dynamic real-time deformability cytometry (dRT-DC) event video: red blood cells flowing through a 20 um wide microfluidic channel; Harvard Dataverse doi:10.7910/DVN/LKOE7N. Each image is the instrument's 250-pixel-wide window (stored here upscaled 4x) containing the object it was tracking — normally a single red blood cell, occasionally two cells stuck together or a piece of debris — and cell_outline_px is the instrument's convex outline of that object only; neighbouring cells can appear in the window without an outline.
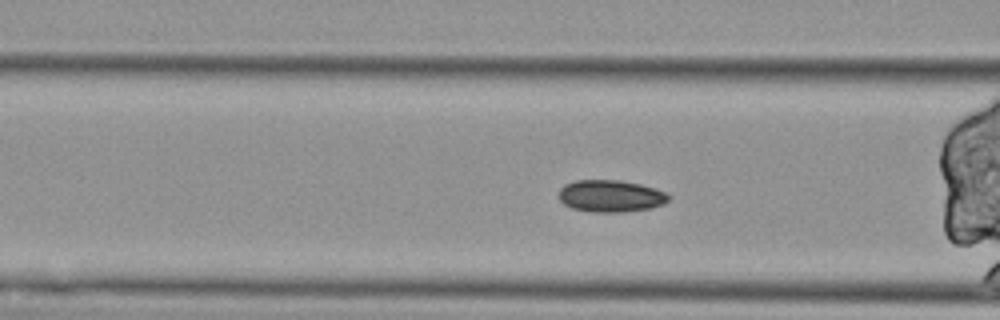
{"species": "Egyptian fruit bat (a non-hibernating species)", "species_latin": "Rousettus aegyptiacus", "temperature_condition": "cold", "stored_images_in_passage": 43, "camera_frame_rate_fps": 3000, "um_per_image_px": 0.085, "animal": {"sex": "female"}, "frame": {"image": 1, "passage_image": 15, "time_ms": 4.667, "image_size_px": [1000, 320], "cell_outline_px": [[672, 196], [664, 204], [652, 208], [624, 212], [592, 212], [572, 208], [564, 204], [560, 200], [560, 188], [564, 184], [576, 180], [620, 180], [640, 184], [664, 192]], "centroid_in_image_um": [51.91, 16.66], "position_along_channel_um": 114.7, "area_um2": 20.52}}
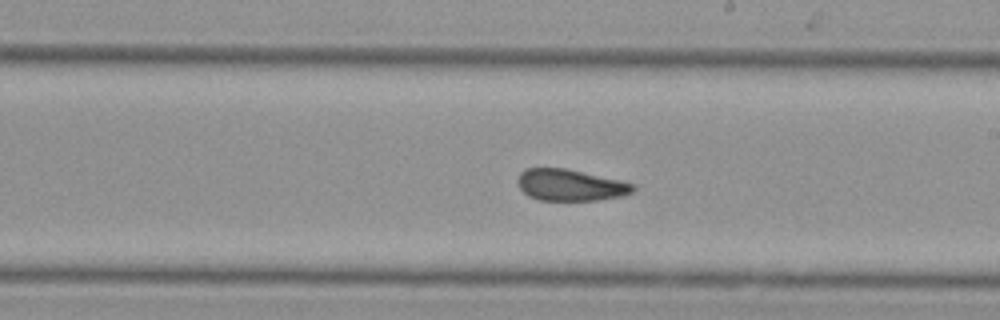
{"frame": {"image": 2, "passage_image": 26, "time_ms": 8.333, "image_size_px": [1000, 320], "cell_outline_px": [[636, 188], [632, 192], [624, 196], [596, 200], [540, 200], [528, 196], [520, 188], [516, 180], [520, 172], [528, 168], [564, 168], [620, 180], [632, 184]], "centroid_in_image_um": [48.46, 15.73], "position_along_channel_um": 240.5, "area_um2": 21.1}}
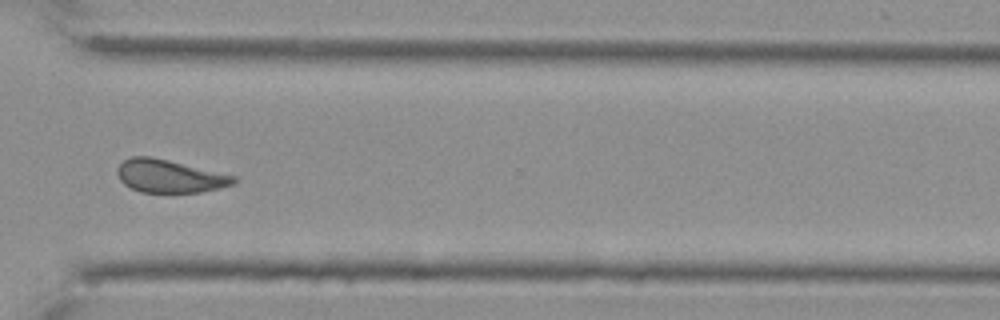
{"frame": {"image": 3, "passage_image": 36, "time_ms": 11.667, "image_size_px": [1000, 320], "cell_outline_px": [[240, 180], [236, 184], [220, 188], [200, 192], [140, 192], [124, 184], [120, 180], [116, 172], [116, 168], [124, 160], [132, 156], [152, 156], [236, 176]], "centroid_in_image_um": [14.44, 14.97], "position_along_channel_um": 356.2, "area_um2": 22.48}, "authors_computed_cell_mechanics": {"area_um2": 22.7154, "velocity_mm_per_s": 3.4551, "shape_relaxation_time_tau1_ms": 0.0225, "shape_relaxation_time_tau2_ms": 5.8933, "deformation_change_tau1": 0.0101, "deformation_change_tau2": 0.0616}}